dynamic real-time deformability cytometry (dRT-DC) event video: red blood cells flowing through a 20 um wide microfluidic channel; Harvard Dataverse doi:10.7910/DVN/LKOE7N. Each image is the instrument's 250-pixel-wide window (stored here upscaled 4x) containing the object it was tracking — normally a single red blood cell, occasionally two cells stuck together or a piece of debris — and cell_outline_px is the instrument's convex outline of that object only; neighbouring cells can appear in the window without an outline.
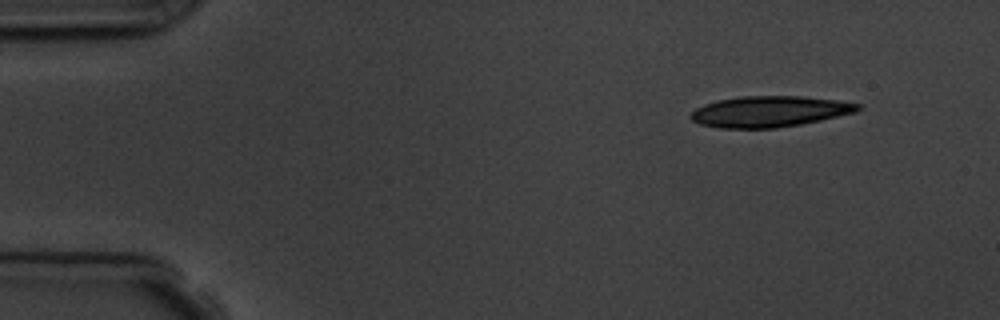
{"species": "common noctule bat (a hibernating species)", "species_latin": "Nyctalus noctula", "temperature_condition": "room temperature", "stored_images_in_passage": 5, "camera_frame_rate_fps": 3000, "um_per_image_px": 0.085, "animal": {"sex": "male", "body_mass_g": 19.5, "forearm_length_mm": 54.6}, "frame": {"image": 1, "passage_image": 1, "time_ms": 0.0, "image_size_px": [1000, 320], "cell_outline_px": [[864, 108], [856, 112], [820, 120], [800, 124], [776, 128], [720, 128], [700, 124], [692, 120], [688, 116], [696, 108], [704, 104], [716, 100], [740, 96], [800, 96], [836, 100], [860, 104]], "centroid_in_image_um": [65.39, 9.47], "position_along_channel_um": 19.6, "area_um2": 30.17}}